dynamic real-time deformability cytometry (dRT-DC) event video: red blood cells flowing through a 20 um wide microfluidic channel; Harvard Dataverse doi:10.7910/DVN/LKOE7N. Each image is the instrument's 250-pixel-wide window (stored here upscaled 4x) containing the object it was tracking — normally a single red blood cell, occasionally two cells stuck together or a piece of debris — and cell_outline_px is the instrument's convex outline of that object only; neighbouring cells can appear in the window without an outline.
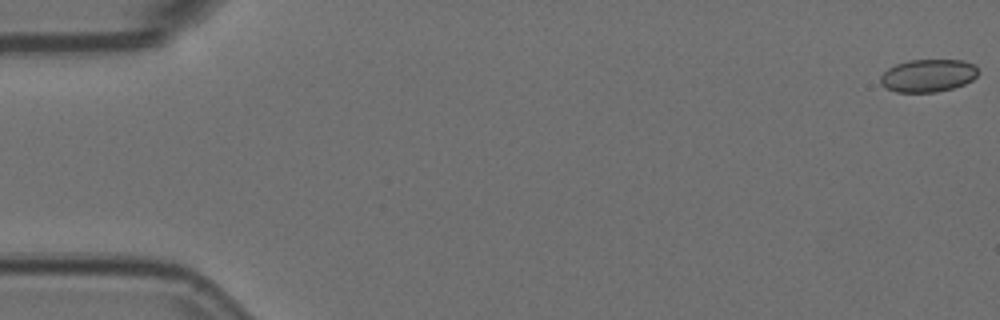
{"species": "Egyptian fruit bat (a non-hibernating species)", "species_latin": "Rousettus aegyptiacus", "temperature_condition": "room temperature", "stored_images_in_passage": 6, "camera_frame_rate_fps": 3000, "um_per_image_px": 0.085, "animal": {"sex": "female"}, "frame": {"image": 1, "passage_image": 1, "time_ms": 0.0, "image_size_px": [1000, 320], "cell_outline_px": [[980, 72], [972, 80], [964, 84], [952, 88], [936, 92], [896, 92], [884, 88], [880, 84], [880, 76], [888, 68], [896, 64], [908, 60], [964, 60], [976, 64]], "centroid_in_image_um": [78.89, 6.42], "position_along_channel_um": 6.1, "area_um2": 18.9}}
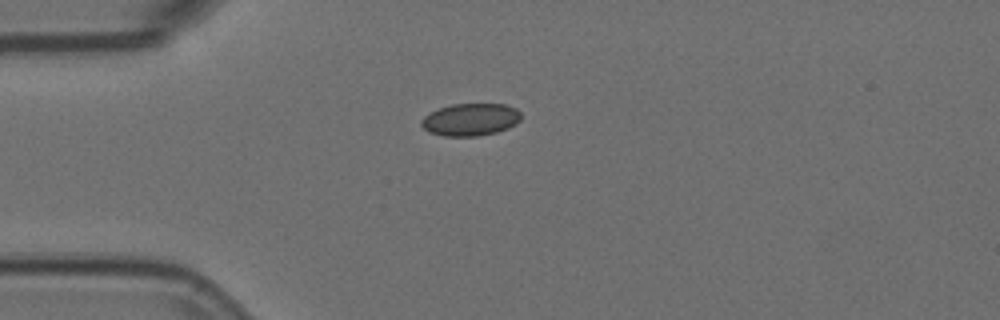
{"frame": {"image": 2, "passage_image": 5, "time_ms": 1.333, "image_size_px": [1000, 320], "cell_outline_px": [[520, 120], [516, 124], [508, 128], [496, 132], [476, 136], [444, 136], [428, 132], [420, 124], [420, 120], [424, 116], [440, 108], [452, 104], [504, 104], [516, 108], [520, 112]], "centroid_in_image_um": [39.99, 10.16], "position_along_channel_um": 45.0, "area_um2": 18.79}}